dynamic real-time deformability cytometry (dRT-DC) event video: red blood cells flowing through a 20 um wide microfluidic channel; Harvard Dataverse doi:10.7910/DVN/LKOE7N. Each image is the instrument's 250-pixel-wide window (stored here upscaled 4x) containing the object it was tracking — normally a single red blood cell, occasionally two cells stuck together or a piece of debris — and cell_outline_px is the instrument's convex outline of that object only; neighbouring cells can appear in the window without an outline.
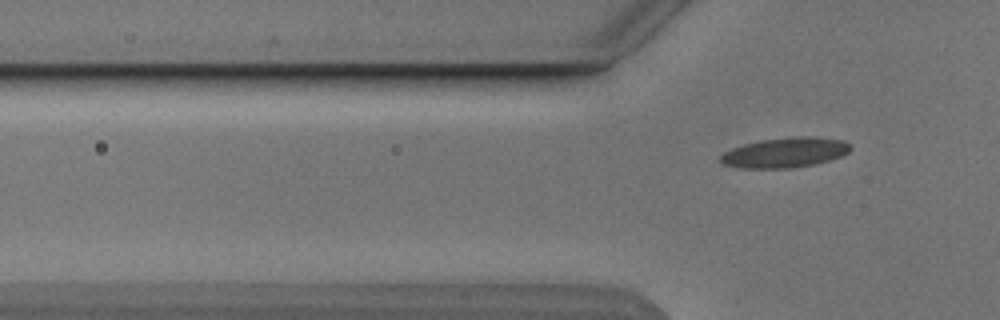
{"species": "Egyptian fruit bat (a non-hibernating species)", "species_latin": "Rousettus aegyptiacus", "temperature_condition": "cold", "stored_images_in_passage": 3, "camera_frame_rate_fps": 3000, "um_per_image_px": 0.085, "animal": {"sex": "male"}, "frame": {"image": 1, "passage_image": 3, "time_ms": 3.333, "image_size_px": [1000, 320], "cell_outline_px": [[852, 148], [848, 152], [840, 156], [828, 160], [812, 164], [792, 168], [740, 168], [724, 164], [720, 160], [720, 156], [724, 152], [732, 148], [744, 144], [760, 140], [796, 136], [808, 136], [844, 140], [852, 144]], "centroid_in_image_um": [66.74, 12.96], "position_along_channel_um": 59.1, "area_um2": 22.66}}